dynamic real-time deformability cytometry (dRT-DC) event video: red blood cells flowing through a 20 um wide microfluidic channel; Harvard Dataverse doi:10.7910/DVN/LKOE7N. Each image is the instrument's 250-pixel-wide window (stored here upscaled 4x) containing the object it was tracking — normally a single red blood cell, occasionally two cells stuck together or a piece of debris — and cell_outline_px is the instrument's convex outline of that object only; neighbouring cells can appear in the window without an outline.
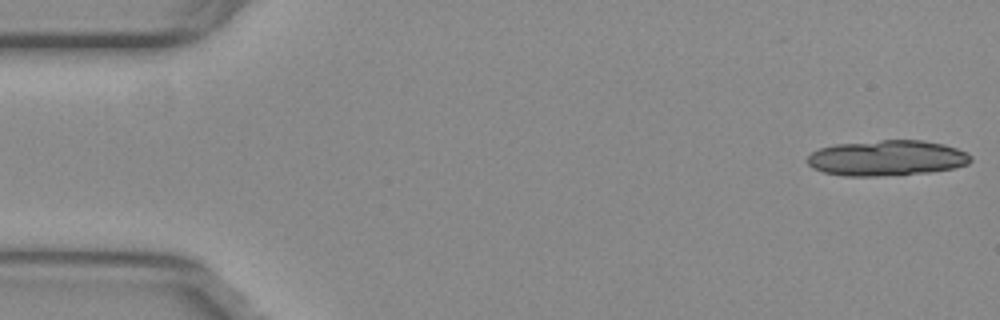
{"species": "common noctule bat (a hibernating species)", "species_latin": "Nyctalus noctula", "temperature_condition": "warm", "stored_images_in_passage": 15, "camera_frame_rate_fps": 3000, "um_per_image_px": 0.085, "animal": {"sex": "female", "body_mass_g": 29.2, "forearm_length_mm": 56.3}, "frame": {"image": 1, "passage_image": 1, "time_ms": 0.0, "image_size_px": [1000, 320], "cell_outline_px": [[972, 160], [968, 164], [956, 168], [932, 172], [880, 176], [844, 176], [824, 172], [812, 168], [804, 160], [812, 152], [820, 148], [836, 144], [880, 140], [924, 140], [944, 144], [968, 152], [972, 156]], "centroid_in_image_um": [75.4, 13.43], "position_along_channel_um": 9.6, "area_um2": 34.22}}